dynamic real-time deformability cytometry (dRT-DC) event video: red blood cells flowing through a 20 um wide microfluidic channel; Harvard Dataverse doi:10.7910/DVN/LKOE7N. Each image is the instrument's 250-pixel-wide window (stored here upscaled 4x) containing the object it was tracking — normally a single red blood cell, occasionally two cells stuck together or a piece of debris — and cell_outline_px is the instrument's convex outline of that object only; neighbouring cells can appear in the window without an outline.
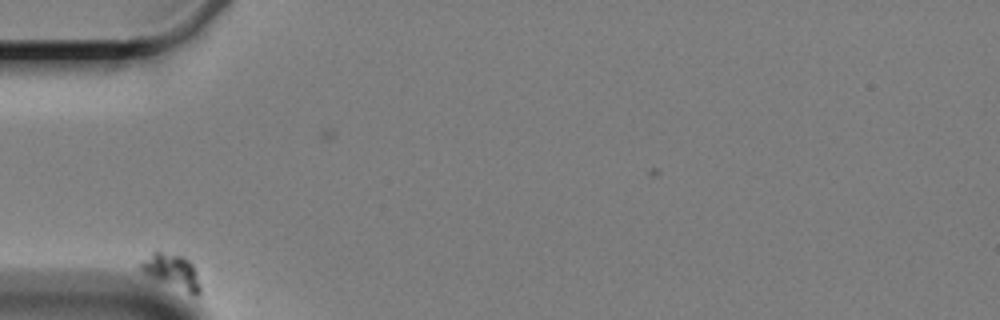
{"species": "Egyptian fruit bat (a non-hibernating species)", "species_latin": "Rousettus aegyptiacus", "temperature_condition": "cold", "stored_images_in_passage": 8, "camera_frame_rate_fps": 3000, "um_per_image_px": 0.085, "animal": {"sex": "female"}, "frame": {"image": 1, "passage_image": 1, "time_ms": 0.0, "image_size_px": [1000, 320], "cell_outline_px": [[200, 292], [196, 296], [160, 280], [144, 272], [140, 268], [140, 264], [156, 248], [180, 256], [188, 260], [192, 264], [196, 272], [200, 288]], "centroid_in_image_um": [14.62, 23.01], "position_along_channel_um": 70.4, "area_um2": 11.5}}
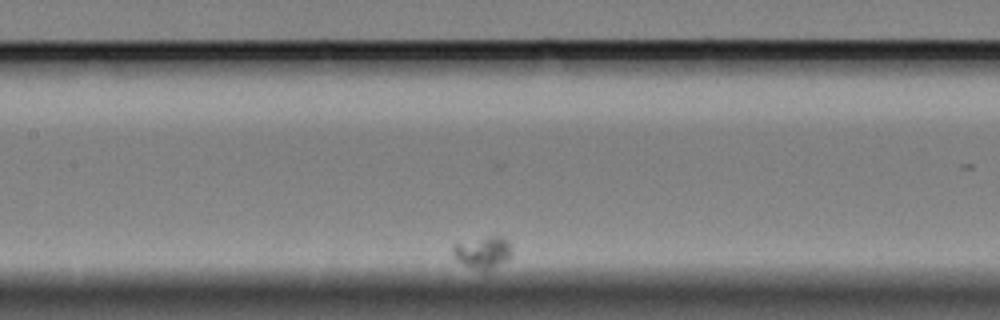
{"frame": {"image": 2, "passage_image": 6, "time_ms": 5.667, "image_size_px": [1000, 320], "cell_outline_px": [[512, 256], [508, 260], [492, 268], [480, 268], [464, 264], [456, 260], [452, 252], [452, 248], [456, 244], [488, 236], [500, 236], [508, 240], [512, 252]], "centroid_in_image_um": [41.08, 21.42], "position_along_channel_um": 166.3, "area_um2": 10.58}}
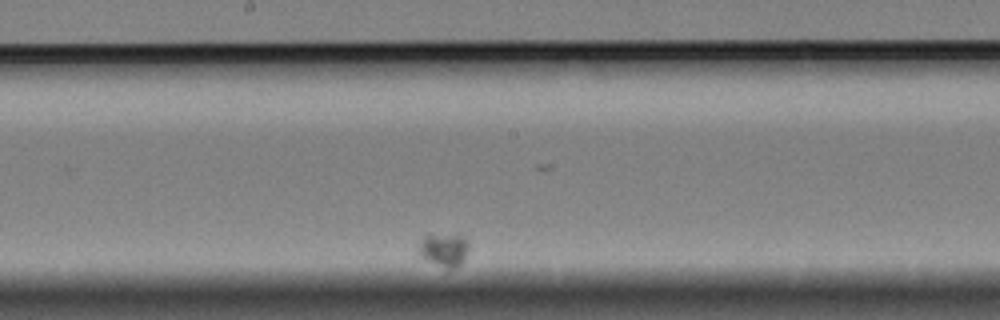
{"frame": {"image": 3, "passage_image": 8, "time_ms": 8.0, "image_size_px": [1000, 320], "cell_outline_px": [[468, 248], [464, 260], [456, 268], [448, 268], [424, 260], [420, 256], [420, 240], [428, 232], [460, 232], [468, 240]], "centroid_in_image_um": [37.75, 21.13], "position_along_channel_um": 210.4, "area_um2": 10.4}}